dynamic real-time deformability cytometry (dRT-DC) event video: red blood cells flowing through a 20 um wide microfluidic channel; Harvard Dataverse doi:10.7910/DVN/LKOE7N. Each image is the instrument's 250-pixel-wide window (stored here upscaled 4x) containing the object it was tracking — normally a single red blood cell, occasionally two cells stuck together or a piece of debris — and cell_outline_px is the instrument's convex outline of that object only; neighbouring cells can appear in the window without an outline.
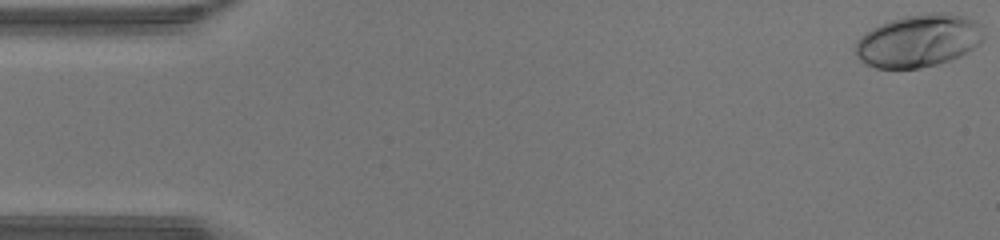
{"species": "human", "species_latin": "Homo sapiens", "temperature_condition": "warm", "stored_images_in_passage": 47, "camera_frame_rate_fps": 3000, "um_per_image_px": 0.085, "donor": {"sex": "male"}, "frame": {"image": 1, "passage_image": 1, "time_ms": 0.0, "image_size_px": [1000, 240], "cell_outline_px": [[984, 40], [980, 44], [960, 56], [936, 64], [920, 68], [876, 68], [860, 60], [856, 56], [856, 40], [864, 32], [880, 24], [904, 16], [936, 12], [940, 12], [964, 16], [976, 20], [980, 24], [984, 36]], "centroid_in_image_um": [78.09, 3.45], "position_along_channel_um": 6.9, "area_um2": 39.3}}
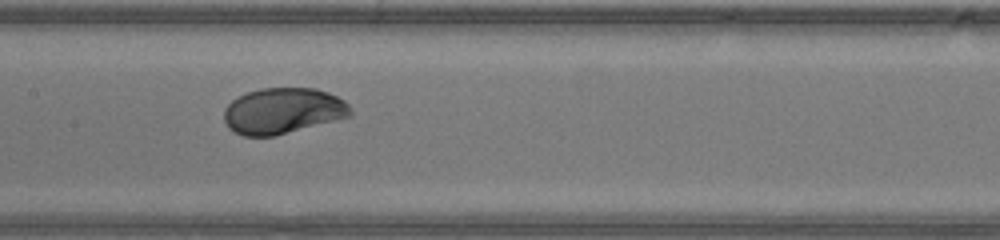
{"frame": {"image": 2, "passage_image": 23, "time_ms": 7.333, "image_size_px": [1000, 240], "cell_outline_px": [[352, 116], [272, 136], [244, 136], [228, 128], [224, 120], [224, 108], [236, 96], [260, 88], [316, 88], [328, 92], [344, 100], [352, 108]], "centroid_in_image_um": [24.04, 9.41], "position_along_channel_um": 183.4, "area_um2": 33.87}}
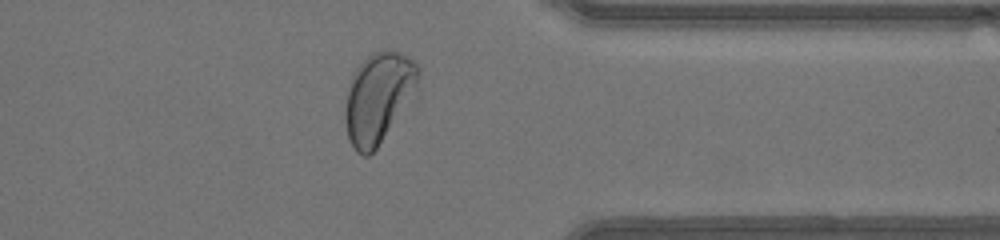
{"frame": {"image": 3, "passage_image": 37, "time_ms": 12.0, "image_size_px": [1000, 240], "cell_outline_px": [[420, 72], [416, 88], [376, 148], [368, 156], [364, 156], [356, 152], [348, 136], [344, 120], [344, 112], [348, 92], [352, 76], [356, 68], [372, 52], [396, 52], [408, 56], [420, 68]], "centroid_in_image_um": [32.13, 8.29], "position_along_channel_um": 379.3, "area_um2": 37.17}, "authors_computed_cell_mechanics": {"area_um2": 35.547, "velocity_mm_per_s": 4.4158, "shape_relaxation_time_tau1_ms": 2.3323, "shape_relaxation_time_tau2_ms": null, "deformation_change_tau1": 0.1462, "deformation_change_tau2": null}}